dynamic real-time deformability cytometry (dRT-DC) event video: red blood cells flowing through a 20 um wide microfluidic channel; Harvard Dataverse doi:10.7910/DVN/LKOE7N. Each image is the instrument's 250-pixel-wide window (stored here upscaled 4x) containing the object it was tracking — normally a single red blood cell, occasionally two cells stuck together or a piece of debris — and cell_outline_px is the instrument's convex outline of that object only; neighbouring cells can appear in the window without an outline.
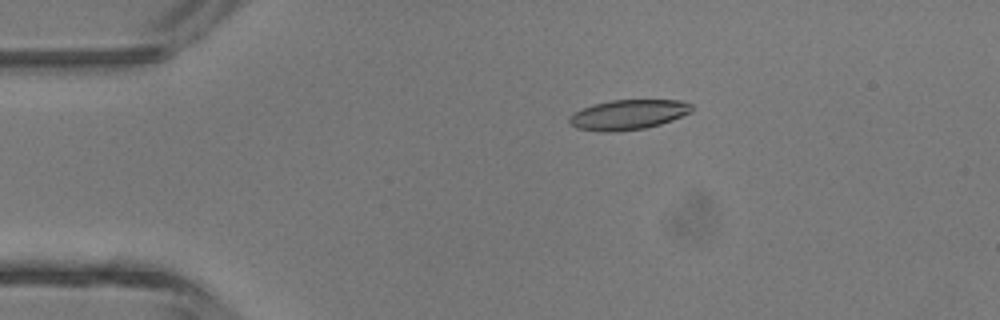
{"species": "common noctule bat (a hibernating species)", "species_latin": "Nyctalus noctula", "temperature_condition": "room temperature", "stored_images_in_passage": 4, "camera_frame_rate_fps": 3000, "um_per_image_px": 0.085, "animal": {"sex": "male", "body_mass_g": 13.3}, "frame": {"image": 1, "passage_image": 3, "time_ms": 2.333, "image_size_px": [1000, 320], "cell_outline_px": [[692, 112], [672, 120], [660, 124], [644, 128], [616, 132], [604, 132], [576, 128], [568, 120], [568, 116], [592, 104], [612, 100], [680, 100], [692, 104]], "centroid_in_image_um": [53.4, 9.74], "position_along_channel_um": 31.6, "area_um2": 21.33}}